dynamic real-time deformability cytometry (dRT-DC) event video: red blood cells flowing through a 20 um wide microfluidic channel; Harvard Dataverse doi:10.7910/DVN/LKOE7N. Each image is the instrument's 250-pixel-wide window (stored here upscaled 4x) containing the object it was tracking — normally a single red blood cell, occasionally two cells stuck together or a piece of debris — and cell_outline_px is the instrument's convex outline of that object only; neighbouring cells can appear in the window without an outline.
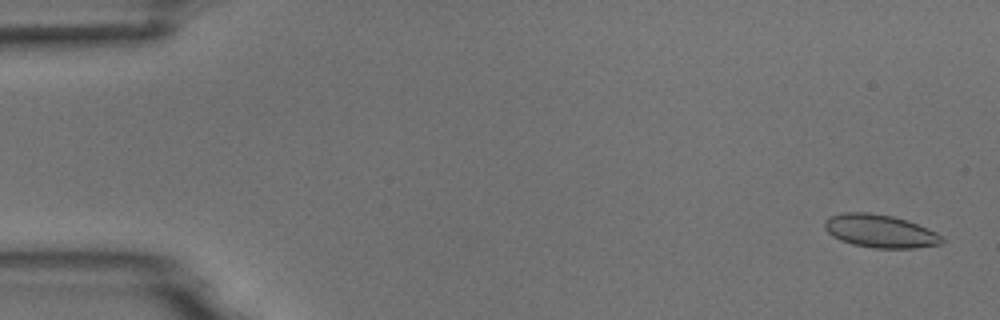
{"species": "common noctule bat (a hibernating species)", "species_latin": "Nyctalus noctula", "temperature_condition": "room temperature", "stored_images_in_passage": 5, "camera_frame_rate_fps": 3000, "um_per_image_px": 0.085, "animal": {"sex": "male", "body_mass_g": 18.8}, "frame": {"image": 1, "passage_image": 1, "time_ms": 0.0, "image_size_px": [1000, 320], "cell_outline_px": [[944, 244], [916, 248], [876, 248], [852, 244], [840, 240], [832, 236], [824, 228], [824, 220], [832, 216], [844, 212], [868, 212], [892, 216], [928, 228], [944, 236]], "centroid_in_image_um": [74.83, 19.65], "position_along_channel_um": 10.2, "area_um2": 22.66}}
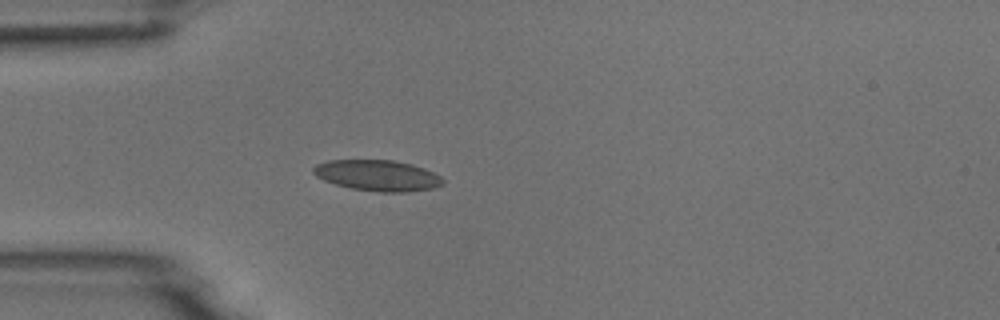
{"frame": {"image": 2, "passage_image": 5, "time_ms": 4.333, "image_size_px": [1000, 320], "cell_outline_px": [[444, 184], [432, 188], [408, 192], [376, 192], [352, 188], [336, 184], [324, 180], [316, 176], [312, 172], [312, 168], [316, 164], [328, 160], [392, 160], [412, 164], [424, 168], [440, 176], [444, 180]], "centroid_in_image_um": [32.09, 14.91], "position_along_channel_um": 52.9, "area_um2": 23.35}}